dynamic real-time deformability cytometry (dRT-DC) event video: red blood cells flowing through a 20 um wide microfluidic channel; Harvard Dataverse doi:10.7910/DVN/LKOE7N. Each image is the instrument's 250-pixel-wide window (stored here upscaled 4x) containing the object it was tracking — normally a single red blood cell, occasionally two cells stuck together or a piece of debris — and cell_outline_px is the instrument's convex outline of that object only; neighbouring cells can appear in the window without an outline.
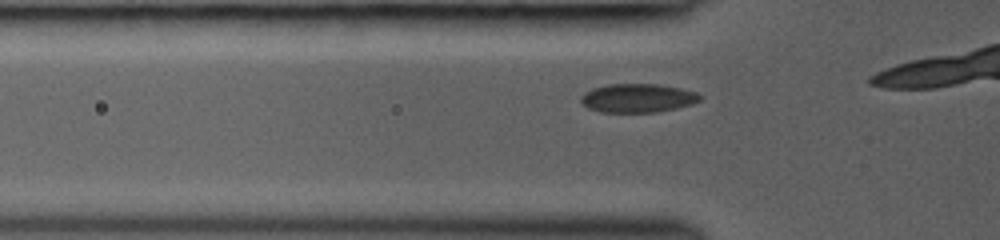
{"species": "common noctule bat (a hibernating species)", "species_latin": "Nyctalus noctula", "temperature_condition": "room temperature", "stored_images_in_passage": 5, "camera_frame_rate_fps": 3000, "um_per_image_px": 0.085, "animal": {"sex": "female", "body_mass_g": 19.0, "forearm_length_mm": 53.3}, "frame": {"image": 1, "passage_image": 3, "time_ms": 1.0, "image_size_px": [1000, 240], "cell_outline_px": [[704, 96], [700, 100], [692, 104], [676, 108], [656, 112], [600, 112], [588, 108], [580, 100], [580, 96], [584, 92], [592, 88], [608, 84], [660, 84], [680, 88], [696, 92]], "centroid_in_image_um": [54.2, 8.33], "position_along_channel_um": 71.6, "area_um2": 20.06}}